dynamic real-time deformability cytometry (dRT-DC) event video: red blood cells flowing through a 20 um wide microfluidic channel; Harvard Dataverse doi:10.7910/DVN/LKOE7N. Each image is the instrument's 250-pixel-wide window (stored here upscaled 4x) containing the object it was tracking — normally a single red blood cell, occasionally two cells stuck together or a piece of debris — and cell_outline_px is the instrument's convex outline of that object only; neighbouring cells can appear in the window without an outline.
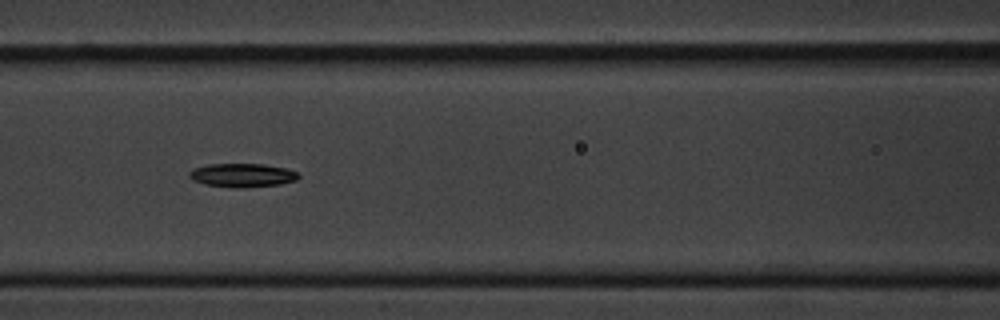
{"species": "common noctule bat (a hibernating species)", "species_latin": "Nyctalus noctula", "temperature_condition": "cold", "stored_images_in_passage": 11, "camera_frame_rate_fps": 3000, "um_per_image_px": 0.085, "animal": {"sex": "male", "body_mass_g": 20.1, "forearm_length_mm": 53.5}, "frame": {"image": 1, "passage_image": 7, "time_ms": 7.667, "image_size_px": [1000, 320], "cell_outline_px": [[300, 176], [296, 180], [280, 184], [244, 188], [236, 188], [204, 184], [192, 180], [188, 176], [188, 172], [192, 168], [208, 164], [264, 164], [284, 168], [296, 172]], "centroid_in_image_um": [20.54, 14.9], "position_along_channel_um": 146.1, "area_um2": 15.14}}
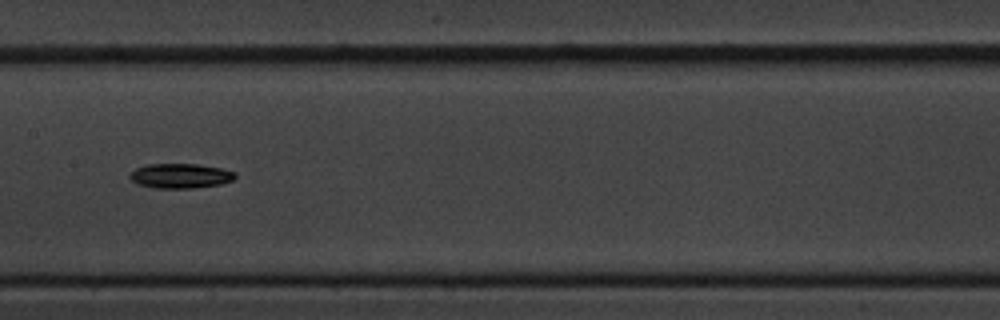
{"frame": {"image": 2, "passage_image": 8, "time_ms": 9.0, "image_size_px": [1000, 320], "cell_outline_px": [[236, 176], [232, 180], [220, 184], [192, 188], [156, 188], [136, 184], [128, 176], [136, 168], [148, 164], [196, 164], [220, 168], [236, 172]], "centroid_in_image_um": [15.32, 14.95], "position_along_channel_um": 192.1, "area_um2": 15.09}}
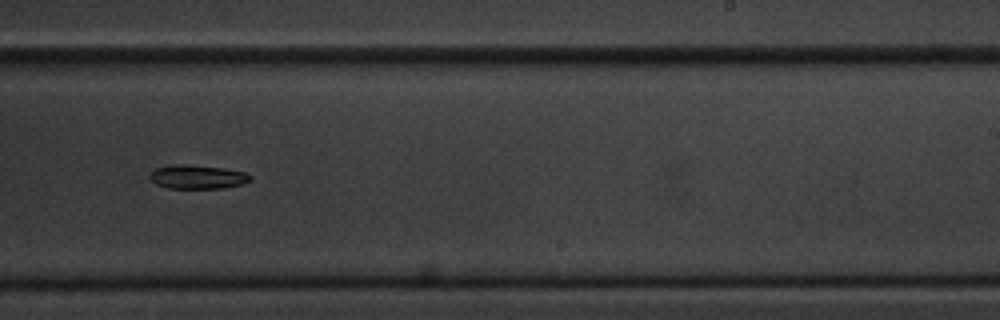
{"frame": {"image": 3, "passage_image": 10, "time_ms": 11.333, "image_size_px": [1000, 320], "cell_outline_px": [[252, 180], [240, 184], [220, 188], [168, 188], [156, 184], [148, 176], [156, 168], [172, 164], [184, 164], [224, 168], [244, 172], [252, 176]], "centroid_in_image_um": [16.77, 15.03], "position_along_channel_um": 272.2, "area_um2": 13.87}}